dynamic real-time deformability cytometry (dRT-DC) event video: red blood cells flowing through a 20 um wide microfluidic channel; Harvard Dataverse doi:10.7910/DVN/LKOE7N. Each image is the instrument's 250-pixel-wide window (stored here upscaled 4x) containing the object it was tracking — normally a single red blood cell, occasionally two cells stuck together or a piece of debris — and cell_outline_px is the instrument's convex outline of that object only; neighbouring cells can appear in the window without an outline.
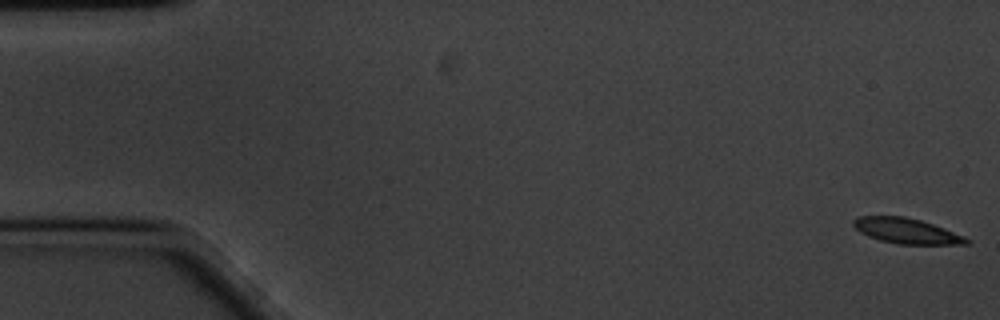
{"species": "common noctule bat (a hibernating species)", "species_latin": "Nyctalus noctula", "temperature_condition": "cold", "stored_images_in_passage": 59, "camera_frame_rate_fps": 3000, "um_per_image_px": 0.085, "animal": {"sex": "male", "body_mass_g": 20.1, "forearm_length_mm": 53.5}, "frame": {"image": 1, "passage_image": 1, "time_ms": 0.0, "image_size_px": [1000, 320], "cell_outline_px": [[972, 240], [968, 244], [900, 244], [880, 240], [868, 236], [860, 232], [852, 224], [852, 220], [856, 216], [904, 216], [920, 220], [944, 228], [964, 236]], "centroid_in_image_um": [77.04, 19.62], "position_along_channel_um": 8.0, "area_um2": 16.65}}
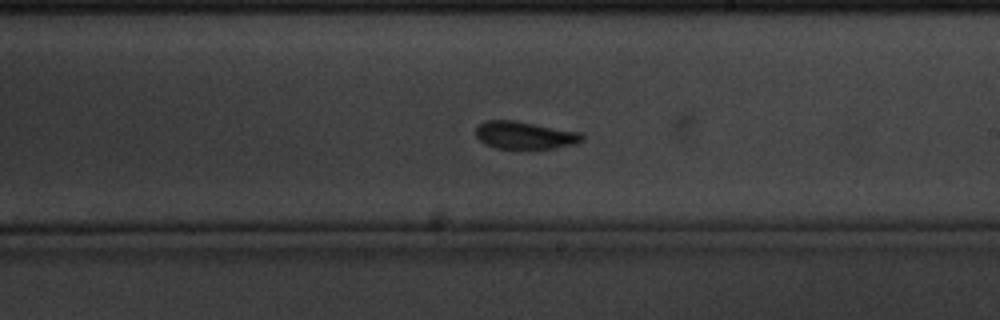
{"frame": {"image": 2, "passage_image": 34, "time_ms": 11.0, "image_size_px": [1000, 320], "cell_outline_px": [[584, 140], [580, 144], [532, 152], [496, 148], [484, 144], [476, 136], [476, 128], [484, 120], [516, 120], [584, 132]], "centroid_in_image_um": [44.7, 11.54], "position_along_channel_um": 244.3, "area_um2": 18.38}}
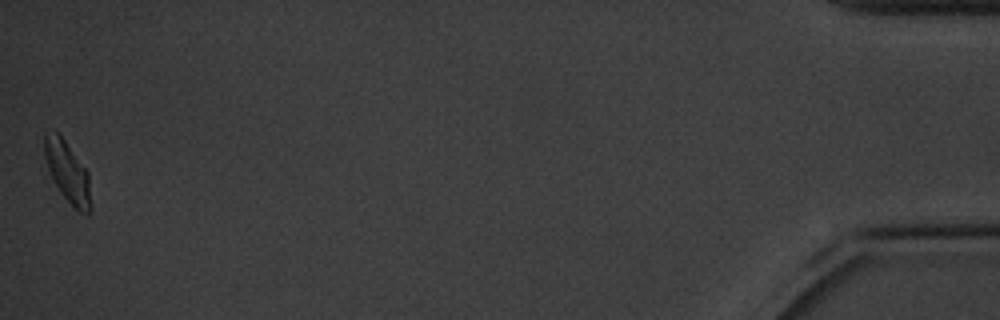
{"frame": {"image": 3, "passage_image": 59, "time_ms": 19.333, "image_size_px": [1000, 320], "cell_outline_px": [[92, 212], [88, 216], [80, 212], [60, 192], [48, 168], [44, 156], [44, 132], [52, 128], [64, 140], [88, 172], [92, 208]], "centroid_in_image_um": [5.75, 14.62], "position_along_channel_um": 429.4, "area_um2": 16.36}, "authors_computed_cell_mechanics": {"area_um2": 17.34, "velocity_mm_per_s": 3.3618, "shape_relaxation_time_tau1_ms": 2.9391, "shape_relaxation_time_tau2_ms": 2.2133, "deformation_change_tau1": 0.1, "deformation_change_tau2": 0.0569}}